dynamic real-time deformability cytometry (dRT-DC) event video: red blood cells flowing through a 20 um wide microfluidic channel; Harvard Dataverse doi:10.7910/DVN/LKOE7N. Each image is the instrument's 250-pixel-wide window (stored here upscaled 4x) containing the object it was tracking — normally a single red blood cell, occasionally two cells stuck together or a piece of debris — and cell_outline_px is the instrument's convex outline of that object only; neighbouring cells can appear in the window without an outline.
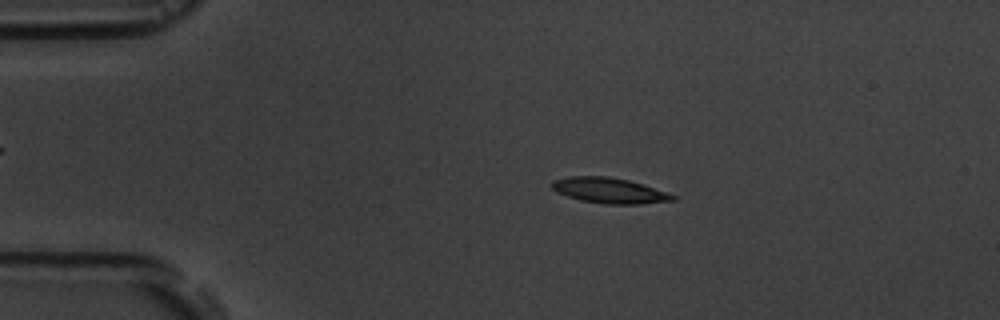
{"species": "common noctule bat (a hibernating species)", "species_latin": "Nyctalus noctula", "temperature_condition": "room temperature", "stored_images_in_passage": 4, "camera_frame_rate_fps": 3000, "um_per_image_px": 0.085, "animal": {"sex": "male", "body_mass_g": 19.5, "forearm_length_mm": 54.6}, "frame": {"image": 1, "passage_image": 2, "time_ms": 1.333, "image_size_px": [1000, 320], "cell_outline_px": [[676, 200], [640, 204], [604, 204], [580, 200], [556, 192], [552, 188], [552, 180], [568, 176], [608, 176], [628, 180], [644, 184], [676, 196]], "centroid_in_image_um": [51.78, 16.19], "position_along_channel_um": 33.2, "area_um2": 17.98}}
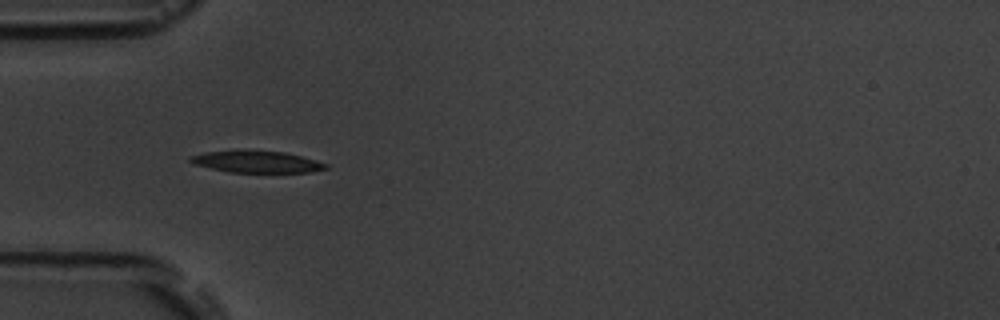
{"frame": {"image": 2, "passage_image": 3, "time_ms": 3.333, "image_size_px": [1000, 320], "cell_outline_px": [[328, 168], [312, 172], [228, 172], [192, 164], [188, 160], [188, 156], [204, 152], [284, 152], [316, 160], [328, 164]], "centroid_in_image_um": [21.81, 13.78], "position_along_channel_um": 63.2, "area_um2": 16.65}}
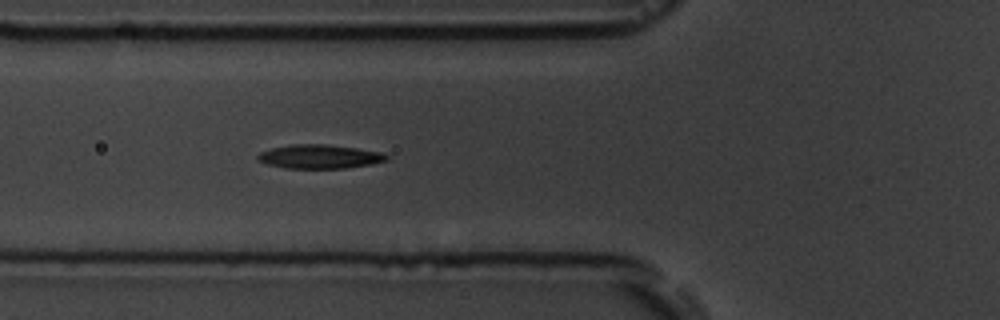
{"frame": {"image": 3, "passage_image": 4, "time_ms": 4.333, "image_size_px": [1000, 320], "cell_outline_px": [[392, 156], [388, 160], [372, 164], [348, 168], [284, 168], [268, 164], [256, 160], [256, 156], [260, 152], [272, 148], [292, 144], [324, 144], [356, 148], [384, 152]], "centroid_in_image_um": [27.21, 13.31], "position_along_channel_um": 98.6, "area_um2": 18.15}}